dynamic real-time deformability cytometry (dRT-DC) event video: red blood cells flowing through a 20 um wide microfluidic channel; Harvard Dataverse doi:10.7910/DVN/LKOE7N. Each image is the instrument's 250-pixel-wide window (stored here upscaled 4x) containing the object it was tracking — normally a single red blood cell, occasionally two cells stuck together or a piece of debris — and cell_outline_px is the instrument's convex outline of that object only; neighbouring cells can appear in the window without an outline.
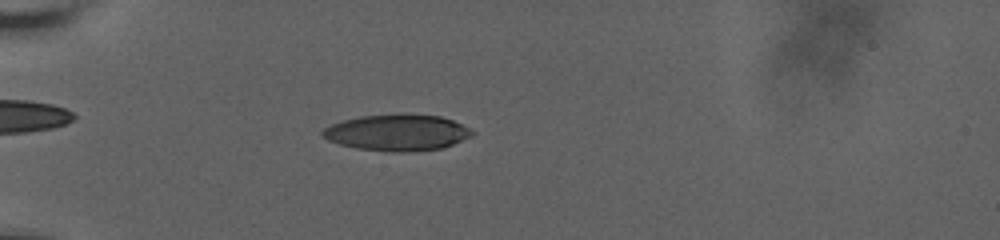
{"species": "human", "species_latin": "Homo sapiens", "temperature_condition": "room temperature", "stored_images_in_passage": 57, "camera_frame_rate_fps": 3000, "um_per_image_px": 0.085, "donor": {"sex": "male"}, "frame": {"image": 1, "passage_image": 17, "time_ms": 5.333, "image_size_px": [1000, 240], "cell_outline_px": [[476, 132], [472, 136], [452, 144], [440, 148], [404, 152], [392, 152], [356, 148], [340, 144], [328, 140], [320, 136], [320, 132], [324, 128], [332, 124], [344, 120], [360, 116], [400, 112], [440, 116], [452, 120]], "centroid_in_image_um": [33.73, 11.24], "position_along_channel_um": 51.3, "area_um2": 31.91}}
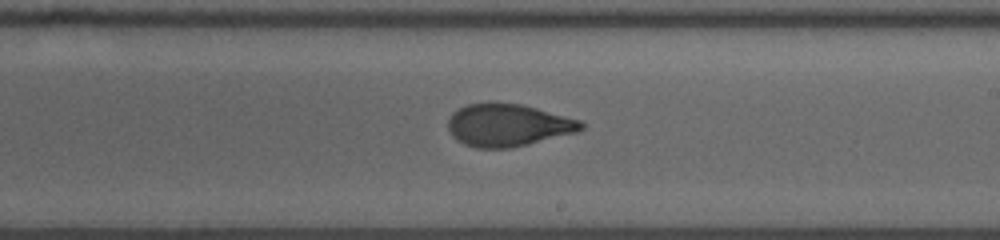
{"frame": {"image": 2, "passage_image": 35, "time_ms": 11.333, "image_size_px": [1000, 240], "cell_outline_px": [[584, 128], [576, 132], [528, 144], [508, 148], [476, 148], [464, 144], [456, 140], [452, 136], [448, 128], [448, 116], [452, 112], [468, 104], [492, 100], [496, 100], [524, 104], [580, 120], [584, 124]], "centroid_in_image_um": [43.13, 10.6], "position_along_channel_um": 245.9, "area_um2": 33.52}}
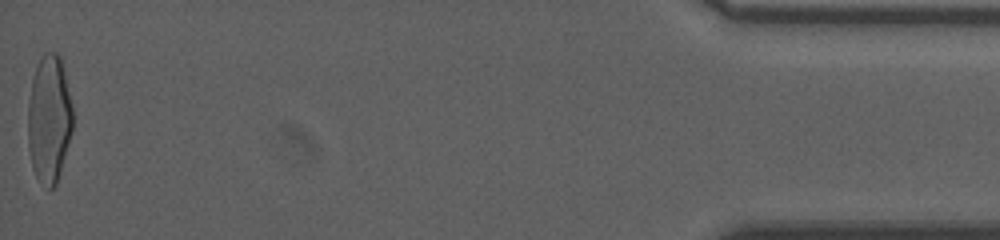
{"frame": {"image": 3, "passage_image": 57, "time_ms": 18.667, "image_size_px": [1000, 240], "cell_outline_px": [[72, 132], [56, 184], [52, 188], [48, 188], [36, 176], [32, 168], [28, 148], [28, 104], [32, 80], [36, 68], [44, 52], [56, 52], [60, 56], [72, 104]], "centroid_in_image_um": [4.17, 10.11], "position_along_channel_um": 431.0, "area_um2": 33.12}, "authors_computed_cell_mechanics": {"area_um2": 32.5992, "velocity_mm_per_s": 3.6885, "shape_relaxation_time_tau1_ms": 6.0112, "shape_relaxation_time_tau2_ms": 1.2372, "deformation_change_tau1": 0.2055, "deformation_change_tau2": 0.0812}}